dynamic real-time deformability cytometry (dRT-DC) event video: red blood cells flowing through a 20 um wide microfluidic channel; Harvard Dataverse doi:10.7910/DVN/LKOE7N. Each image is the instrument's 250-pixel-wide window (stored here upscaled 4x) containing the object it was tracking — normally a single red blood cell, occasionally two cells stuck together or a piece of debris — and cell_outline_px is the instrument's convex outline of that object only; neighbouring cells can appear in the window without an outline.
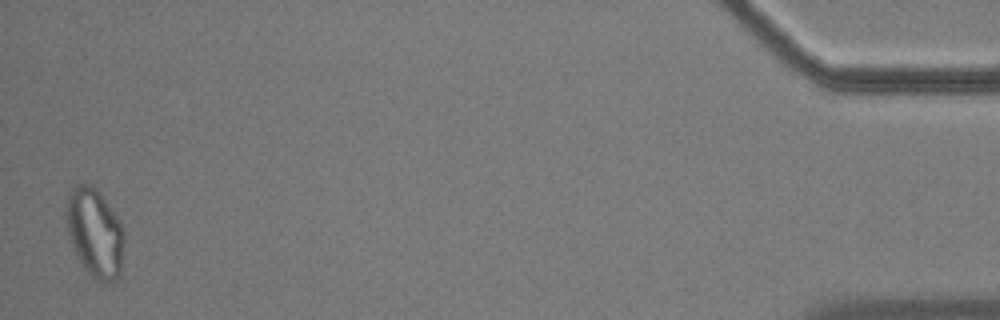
{"species": "common noctule bat (a hibernating species)", "species_latin": "Nyctalus noctula", "temperature_condition": "cold", "stored_images_in_passage": 57, "segment_of_instrument_passage": [2, 2], "camera_frame_rate_fps": 3000, "um_per_image_px": 0.085, "animal": {"sex": "male", "body_mass_g": 17.9}, "frame": {"image": 1, "passage_image": 56, "time_ms": 18.333, "image_size_px": [1000, 320], "cell_outline_px": [[124, 244], [120, 272], [116, 280], [100, 284], [84, 268], [72, 244], [68, 232], [64, 212], [68, 196], [72, 188], [76, 184], [84, 180], [92, 184], [100, 192], [124, 228]], "centroid_in_image_um": [8.06, 19.74], "position_along_channel_um": 427.1, "area_um2": 30.29}}